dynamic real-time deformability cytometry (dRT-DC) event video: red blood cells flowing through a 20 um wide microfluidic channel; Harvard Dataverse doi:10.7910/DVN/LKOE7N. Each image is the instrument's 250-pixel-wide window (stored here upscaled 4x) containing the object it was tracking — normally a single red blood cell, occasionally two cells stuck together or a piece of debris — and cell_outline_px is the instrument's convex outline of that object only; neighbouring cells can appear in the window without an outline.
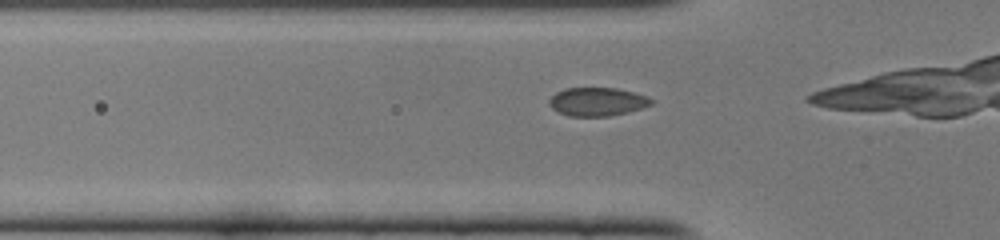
{"species": "common noctule bat (a hibernating species)", "species_latin": "Nyctalus noctula", "temperature_condition": "cold", "stored_images_in_passage": 8, "camera_frame_rate_fps": 3000, "um_per_image_px": 0.085, "animal": {"sex": "female", "body_mass_g": 22.0, "forearm_length_mm": 56.7}, "frame": {"image": 1, "passage_image": 3, "time_ms": 0.667, "image_size_px": [1000, 240], "cell_outline_px": [[656, 100], [652, 104], [628, 112], [608, 116], [568, 116], [552, 108], [548, 104], [548, 100], [556, 92], [564, 88], [616, 88], [648, 96]], "centroid_in_image_um": [50.77, 8.64], "position_along_channel_um": 75.0, "area_um2": 16.94}}
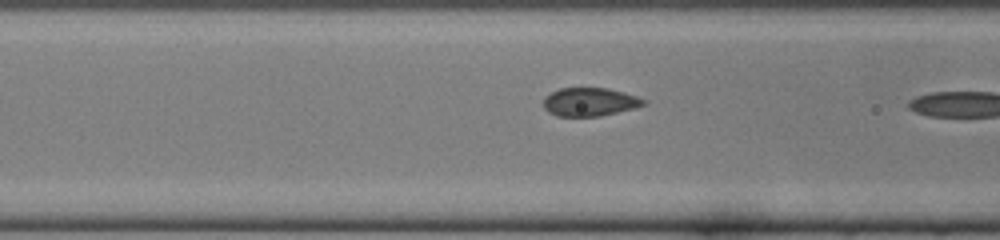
{"frame": {"image": 2, "passage_image": 6, "time_ms": 1.667, "image_size_px": [1000, 240], "cell_outline_px": [[648, 100], [644, 104], [632, 108], [600, 116], [556, 116], [548, 112], [544, 108], [544, 96], [560, 88], [608, 88], [624, 92]], "centroid_in_image_um": [50.1, 8.66], "position_along_channel_um": 116.5, "area_um2": 16.47}}